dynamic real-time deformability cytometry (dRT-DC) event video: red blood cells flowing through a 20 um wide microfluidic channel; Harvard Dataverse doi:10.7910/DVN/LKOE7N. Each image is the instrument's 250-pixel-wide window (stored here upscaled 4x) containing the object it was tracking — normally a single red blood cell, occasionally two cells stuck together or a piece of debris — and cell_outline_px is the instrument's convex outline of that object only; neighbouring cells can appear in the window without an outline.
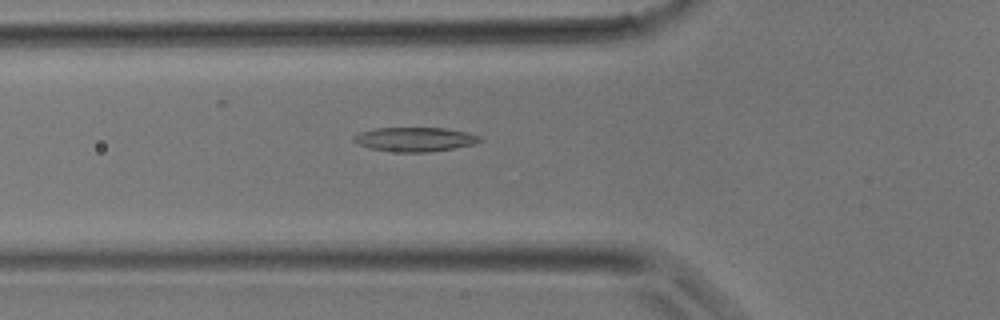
{"species": "common noctule bat (a hibernating species)", "species_latin": "Nyctalus noctula", "temperature_condition": "room temperature", "stored_images_in_passage": 33, "camera_frame_rate_fps": 3000, "um_per_image_px": 0.085, "animal": {"sex": "male", "body_mass_g": 17.9}, "frame": {"image": 1, "passage_image": 8, "time_ms": 2.333, "image_size_px": [1000, 320], "cell_outline_px": [[484, 140], [472, 144], [452, 148], [428, 152], [400, 152], [372, 148], [356, 144], [352, 140], [352, 136], [360, 132], [372, 128], [448, 128], [468, 132], [480, 136]], "centroid_in_image_um": [35.25, 11.83], "position_along_channel_um": 90.5, "area_um2": 17.8}}
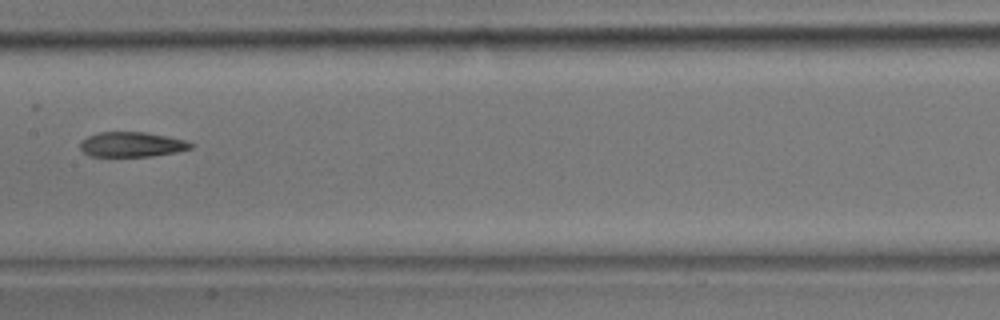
{"frame": {"image": 2, "passage_image": 14, "time_ms": 4.333, "image_size_px": [1000, 320], "cell_outline_px": [[192, 148], [176, 152], [152, 156], [88, 156], [80, 148], [80, 140], [88, 136], [100, 132], [144, 132], [168, 136], [184, 140], [192, 144]], "centroid_in_image_um": [11.17, 12.28], "position_along_channel_um": 196.2, "area_um2": 16.01}}
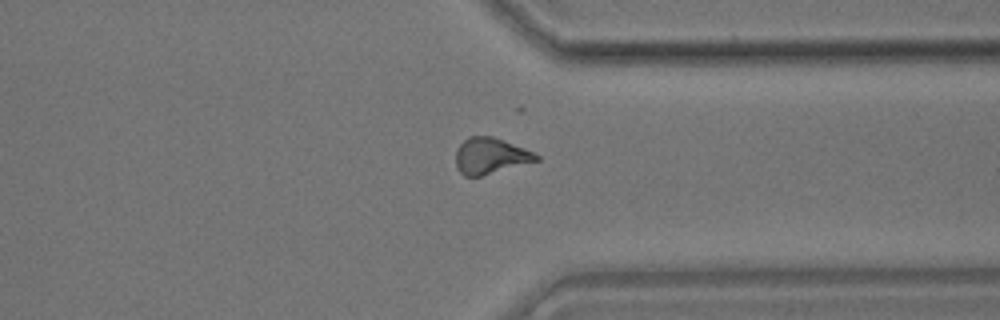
{"frame": {"image": 3, "passage_image": 24, "time_ms": 7.667, "image_size_px": [1000, 320], "cell_outline_px": [[540, 160], [480, 176], [464, 176], [456, 168], [456, 148], [468, 136], [492, 136], [524, 148], [540, 156]], "centroid_in_image_um": [41.66, 13.25], "position_along_channel_um": 369.7, "area_um2": 16.82}}